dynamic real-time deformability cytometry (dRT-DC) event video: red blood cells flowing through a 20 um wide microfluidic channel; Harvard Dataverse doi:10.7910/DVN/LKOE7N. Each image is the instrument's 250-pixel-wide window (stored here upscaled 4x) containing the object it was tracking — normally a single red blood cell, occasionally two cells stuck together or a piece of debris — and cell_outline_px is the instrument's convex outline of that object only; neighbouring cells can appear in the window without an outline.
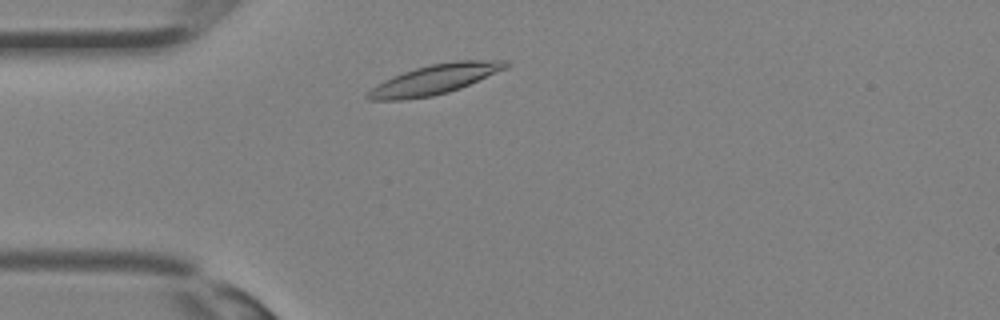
{"species": "Egyptian fruit bat (a non-hibernating species)", "species_latin": "Rousettus aegyptiacus", "temperature_condition": "room temperature", "stored_images_in_passage": 30, "camera_frame_rate_fps": 3000, "um_per_image_px": 0.085, "animal": {"sex": "female"}, "frame": {"image": 1, "passage_image": 4, "time_ms": 1.0, "image_size_px": [1000, 320], "cell_outline_px": [[512, 64], [508, 68], [460, 88], [448, 92], [432, 96], [400, 100], [368, 100], [364, 96], [372, 88], [384, 80], [392, 76], [416, 68], [432, 64], [456, 60], [508, 60]], "centroid_in_image_um": [36.99, 6.74], "position_along_channel_um": 48.0, "area_um2": 23.93}}
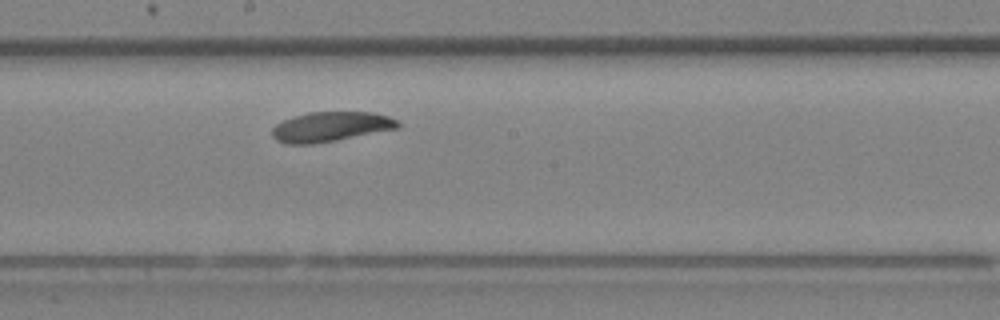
{"frame": {"image": 2, "passage_image": 14, "time_ms": 4.333, "image_size_px": [1000, 320], "cell_outline_px": [[400, 128], [336, 140], [312, 144], [288, 144], [276, 140], [272, 136], [272, 128], [276, 124], [292, 116], [308, 112], [372, 112], [388, 116], [396, 120], [400, 124]], "centroid_in_image_um": [28.1, 10.77], "position_along_channel_um": 220.1, "area_um2": 21.85}}
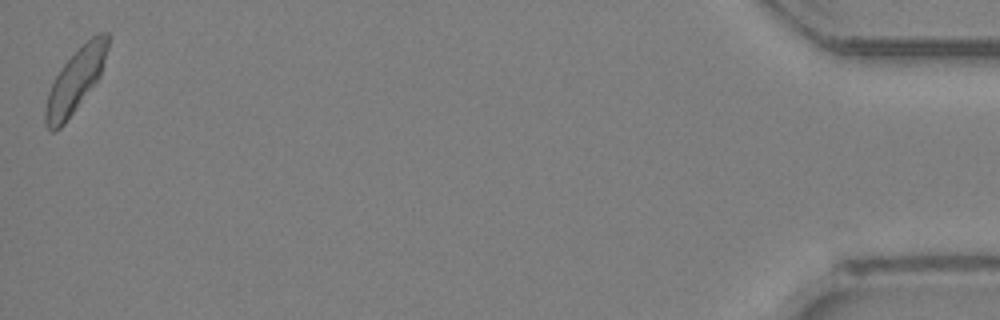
{"frame": {"image": 3, "passage_image": 30, "time_ms": 9.667, "image_size_px": [1000, 320], "cell_outline_px": [[108, 48], [104, 64], [100, 76], [64, 124], [60, 128], [52, 132], [44, 124], [44, 108], [48, 92], [56, 76], [64, 64], [92, 36], [100, 32], [108, 32]], "centroid_in_image_um": [6.39, 6.88], "position_along_channel_um": 428.8, "area_um2": 22.48}}